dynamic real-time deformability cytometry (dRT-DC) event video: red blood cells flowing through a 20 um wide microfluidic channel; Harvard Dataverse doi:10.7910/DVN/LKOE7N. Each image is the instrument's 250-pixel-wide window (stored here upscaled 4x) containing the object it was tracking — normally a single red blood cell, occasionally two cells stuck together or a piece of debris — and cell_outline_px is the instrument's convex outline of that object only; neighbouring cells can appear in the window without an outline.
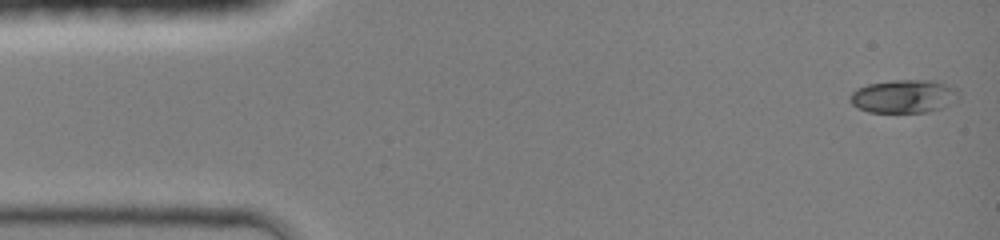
{"species": "common noctule bat (a hibernating species)", "species_latin": "Nyctalus noctula", "temperature_condition": "room temperature", "stored_images_in_passage": 44, "camera_frame_rate_fps": 3000, "um_per_image_px": 0.085, "animal": {"sex": "female", "body_mass_g": 19.0, "forearm_length_mm": 51.5}, "frame": {"image": 1, "passage_image": 1, "time_ms": 0.0, "image_size_px": [1000, 240], "cell_outline_px": [[960, 96], [956, 100], [944, 108], [928, 112], [868, 112], [856, 108], [848, 100], [848, 96], [856, 88], [868, 84], [892, 80], [936, 80], [956, 88]], "centroid_in_image_um": [76.81, 8.19], "position_along_channel_um": 8.2, "area_um2": 21.44}}
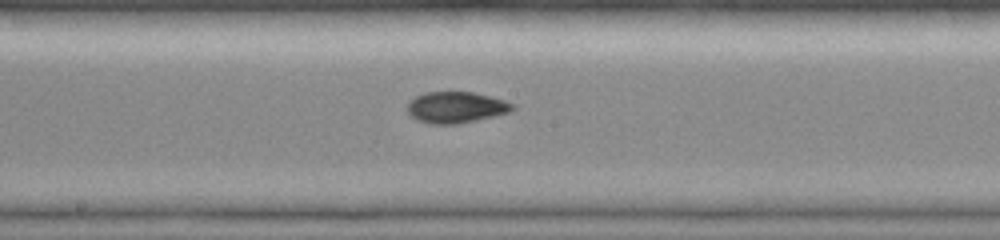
{"frame": {"image": 2, "passage_image": 23, "time_ms": 7.333, "image_size_px": [1000, 240], "cell_outline_px": [[516, 108], [508, 112], [492, 116], [456, 124], [428, 124], [416, 120], [408, 112], [408, 100], [424, 92], [472, 92], [504, 100], [516, 104]], "centroid_in_image_um": [38.73, 9.12], "position_along_channel_um": 209.5, "area_um2": 19.07}}
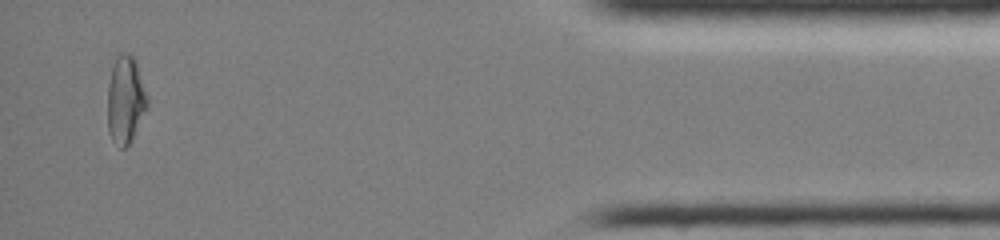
{"frame": {"image": 3, "passage_image": 42, "time_ms": 13.667, "image_size_px": [1000, 240], "cell_outline_px": [[148, 108], [132, 140], [124, 148], [120, 148], [112, 140], [108, 132], [108, 84], [112, 68], [116, 56], [120, 52], [128, 52], [136, 60], [148, 96]], "centroid_in_image_um": [10.68, 8.47], "position_along_channel_um": 424.5, "area_um2": 20.63}, "authors_computed_cell_mechanics": {"area_um2": 19.1029, "velocity_mm_per_s": 4.2874, "shape_relaxation_time_tau1_ms": null, "shape_relaxation_time_tau2_ms": 2.6088, "deformation_change_tau1": null, "deformation_change_tau2": 0.0529}}